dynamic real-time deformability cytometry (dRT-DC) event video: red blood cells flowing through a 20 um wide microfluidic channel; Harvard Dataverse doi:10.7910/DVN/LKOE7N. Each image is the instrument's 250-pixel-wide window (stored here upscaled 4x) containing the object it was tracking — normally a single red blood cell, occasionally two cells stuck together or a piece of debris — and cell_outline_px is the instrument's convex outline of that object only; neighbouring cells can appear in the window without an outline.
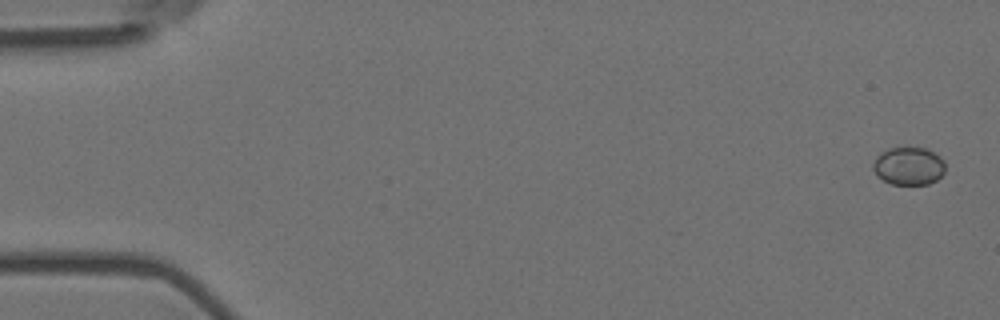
{"species": "Egyptian fruit bat (a non-hibernating species)", "species_latin": "Rousettus aegyptiacus", "temperature_condition": "room temperature", "stored_images_in_passage": 5, "camera_frame_rate_fps": 3000, "um_per_image_px": 0.085, "animal": {"sex": "female"}, "frame": {"image": 1, "passage_image": 1, "time_ms": 0.0, "image_size_px": [1000, 320], "cell_outline_px": [[944, 172], [936, 180], [928, 184], [892, 184], [876, 176], [872, 168], [872, 164], [876, 156], [880, 152], [888, 148], [928, 148], [940, 156], [944, 160]], "centroid_in_image_um": [77.22, 14.1], "position_along_channel_um": 7.8, "area_um2": 16.07}}
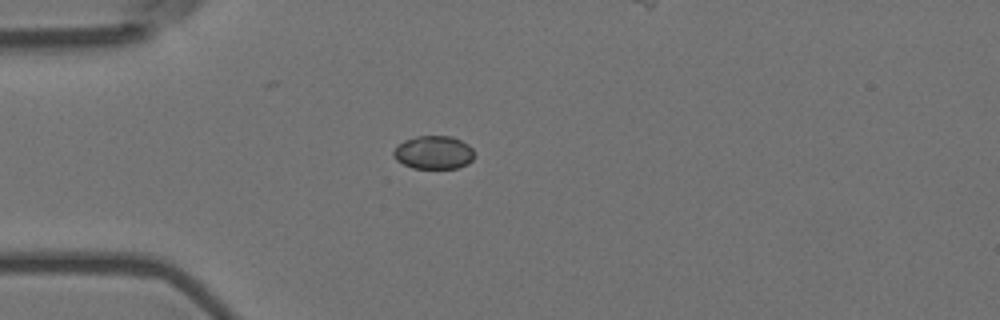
{"frame": {"image": 2, "passage_image": 5, "time_ms": 1.333, "image_size_px": [1000, 320], "cell_outline_px": [[472, 160], [468, 164], [456, 168], [412, 168], [396, 160], [392, 156], [392, 152], [404, 140], [416, 136], [452, 136], [468, 144], [472, 148]], "centroid_in_image_um": [36.84, 12.96], "position_along_channel_um": 48.2, "area_um2": 15.61}}